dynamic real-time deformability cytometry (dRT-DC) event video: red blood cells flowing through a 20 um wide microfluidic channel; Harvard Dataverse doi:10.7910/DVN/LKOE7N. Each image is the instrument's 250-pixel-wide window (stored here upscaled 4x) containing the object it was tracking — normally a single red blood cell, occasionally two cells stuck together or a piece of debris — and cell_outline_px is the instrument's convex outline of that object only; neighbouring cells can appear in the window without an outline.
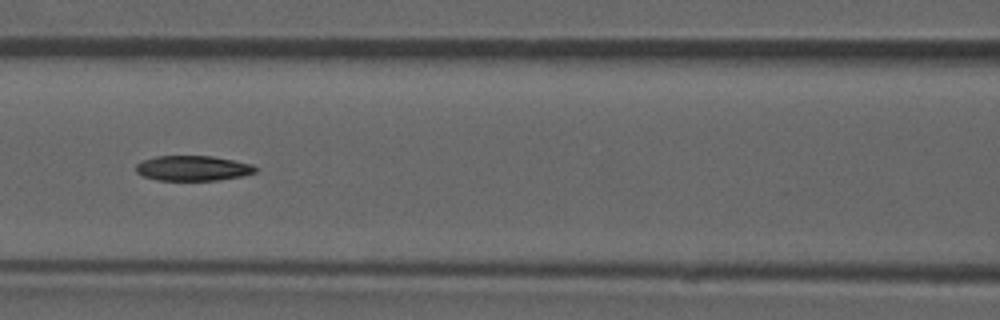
{"species": "common noctule bat (a hibernating species)", "species_latin": "Nyctalus noctula", "temperature_condition": "room temperature", "stored_images_in_passage": 36, "camera_frame_rate_fps": 3000, "um_per_image_px": 0.085, "animal": {"sex": "male", "forearm_length_mm": 52.5}, "frame": {"image": 1, "passage_image": 11, "time_ms": 3.333, "image_size_px": [1000, 320], "cell_outline_px": [[256, 172], [244, 176], [220, 180], [156, 180], [144, 176], [136, 172], [136, 164], [144, 160], [156, 156], [212, 156], [252, 164], [256, 168]], "centroid_in_image_um": [16.4, 14.3], "position_along_channel_um": 150.2, "area_um2": 17.46}, "authors_computed_cell_mechanics": {"area_um2": 18.3515, "velocity_mm_per_s": 3.8754, "shape_relaxation_time_tau1_ms": 10.6567, "shape_relaxation_time_tau2_ms": null, "deformation_change_tau1": 0.2383, "deformation_change_tau2": null}}